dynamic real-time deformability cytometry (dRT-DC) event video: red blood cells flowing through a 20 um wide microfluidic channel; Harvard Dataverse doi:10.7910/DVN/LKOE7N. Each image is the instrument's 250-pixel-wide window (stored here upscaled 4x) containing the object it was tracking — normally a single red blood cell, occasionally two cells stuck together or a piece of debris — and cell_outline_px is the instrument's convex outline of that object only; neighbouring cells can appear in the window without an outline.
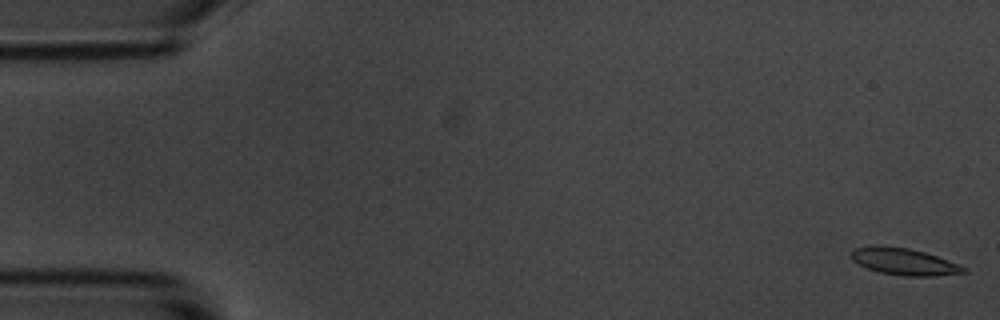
{"species": "common noctule bat (a hibernating species)", "species_latin": "Nyctalus noctula", "temperature_condition": "room temperature", "stored_images_in_passage": 5, "camera_frame_rate_fps": 3000, "um_per_image_px": 0.085, "animal": {"sex": "male", "body_mass_g": 20.1, "forearm_length_mm": 53.5}, "frame": {"image": 1, "passage_image": 1, "time_ms": 0.0, "image_size_px": [1000, 320], "cell_outline_px": [[968, 272], [936, 276], [904, 276], [880, 272], [868, 268], [852, 260], [852, 252], [856, 248], [908, 248], [924, 252], [936, 256], [968, 268]], "centroid_in_image_um": [76.96, 22.29], "position_along_channel_um": 8.0, "area_um2": 16.7}}